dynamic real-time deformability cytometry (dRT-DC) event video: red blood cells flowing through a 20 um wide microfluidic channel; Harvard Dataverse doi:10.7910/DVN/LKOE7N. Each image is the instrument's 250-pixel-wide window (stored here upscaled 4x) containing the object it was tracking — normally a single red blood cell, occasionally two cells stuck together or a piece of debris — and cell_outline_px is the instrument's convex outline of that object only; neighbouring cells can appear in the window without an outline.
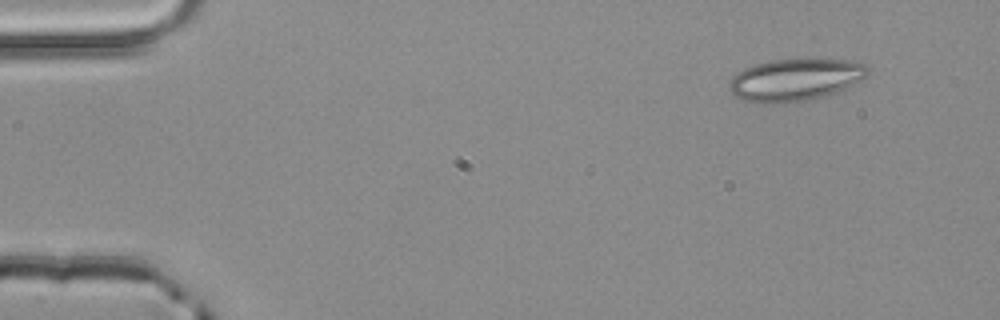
{"species": "common noctule bat (a hibernating species)", "species_latin": "Nyctalus noctula", "temperature_condition": "room temperature", "stored_images_in_passage": 3, "camera_frame_rate_fps": 3000, "um_per_image_px": 0.085, "animal": {"sex": "male", "body_mass_g": 20.4}, "frame": {"image": 1, "passage_image": 1, "time_ms": 0.0, "image_size_px": [1000, 320], "cell_outline_px": [[872, 68], [868, 76], [840, 92], [828, 96], [804, 100], [768, 104], [744, 100], [736, 96], [728, 88], [728, 84], [732, 76], [736, 72], [744, 68], [756, 64], [772, 60], [852, 60], [864, 64]], "centroid_in_image_um": [67.64, 6.79], "position_along_channel_um": 17.4, "area_um2": 34.16}}